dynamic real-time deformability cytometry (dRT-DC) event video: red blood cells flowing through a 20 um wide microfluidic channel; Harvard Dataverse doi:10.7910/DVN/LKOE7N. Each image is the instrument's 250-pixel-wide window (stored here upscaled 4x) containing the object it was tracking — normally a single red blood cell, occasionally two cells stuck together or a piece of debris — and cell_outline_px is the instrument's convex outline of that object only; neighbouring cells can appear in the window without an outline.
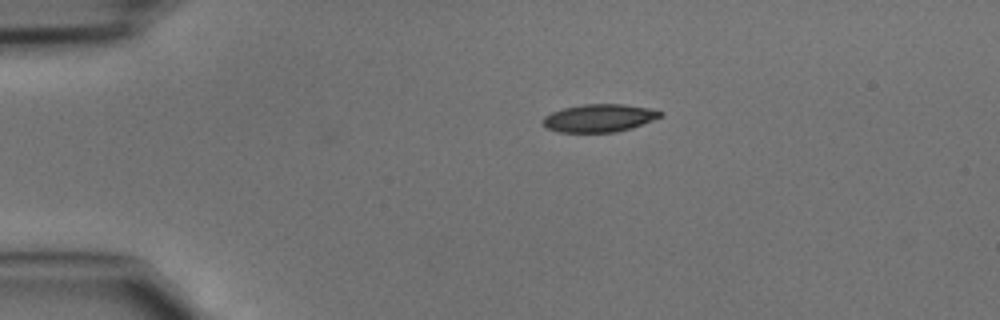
{"species": "common noctule bat (a hibernating species)", "species_latin": "Nyctalus noctula", "temperature_condition": "cold", "stored_images_in_passage": 32, "camera_frame_rate_fps": 3000, "um_per_image_px": 0.085, "animal": {"sex": "male", "body_mass_g": 15.6}, "frame": {"image": 1, "passage_image": 1, "time_ms": 0.0, "image_size_px": [1000, 320], "cell_outline_px": [[664, 116], [632, 128], [616, 132], [560, 132], [544, 128], [540, 120], [544, 116], [552, 112], [564, 108], [584, 104], [624, 104], [648, 108], [664, 112]], "centroid_in_image_um": [50.92, 10.04], "position_along_channel_um": 34.1, "area_um2": 19.25}}
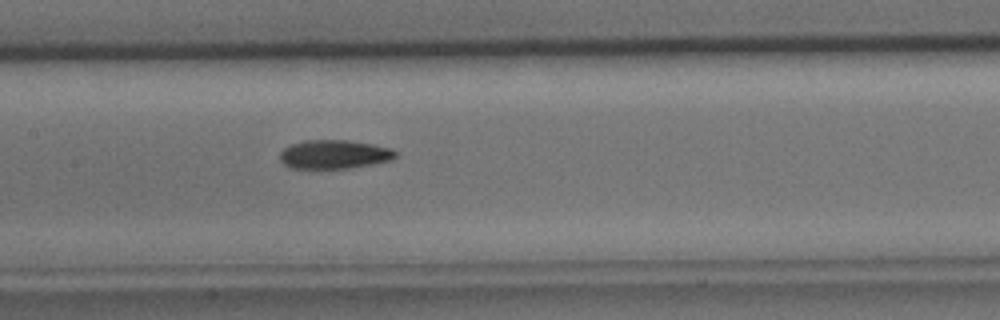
{"frame": {"image": 2, "passage_image": 14, "time_ms": 4.333, "image_size_px": [1000, 320], "cell_outline_px": [[396, 156], [392, 160], [372, 164], [348, 168], [288, 168], [280, 160], [280, 152], [284, 148], [292, 144], [304, 140], [348, 140], [372, 144], [392, 148], [396, 152]], "centroid_in_image_um": [28.4, 13.12], "position_along_channel_um": 179.0, "area_um2": 19.42}}
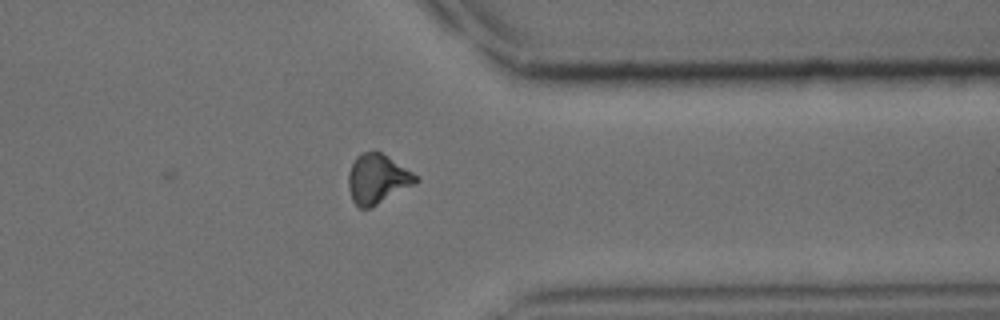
{"frame": {"image": 3, "passage_image": 28, "time_ms": 9.0, "image_size_px": [1000, 320], "cell_outline_px": [[420, 180], [416, 184], [372, 208], [360, 208], [352, 200], [348, 188], [348, 172], [356, 156], [360, 152], [376, 148], [420, 176]], "centroid_in_image_um": [32.11, 15.18], "position_along_channel_um": 379.3, "area_um2": 20.23}}